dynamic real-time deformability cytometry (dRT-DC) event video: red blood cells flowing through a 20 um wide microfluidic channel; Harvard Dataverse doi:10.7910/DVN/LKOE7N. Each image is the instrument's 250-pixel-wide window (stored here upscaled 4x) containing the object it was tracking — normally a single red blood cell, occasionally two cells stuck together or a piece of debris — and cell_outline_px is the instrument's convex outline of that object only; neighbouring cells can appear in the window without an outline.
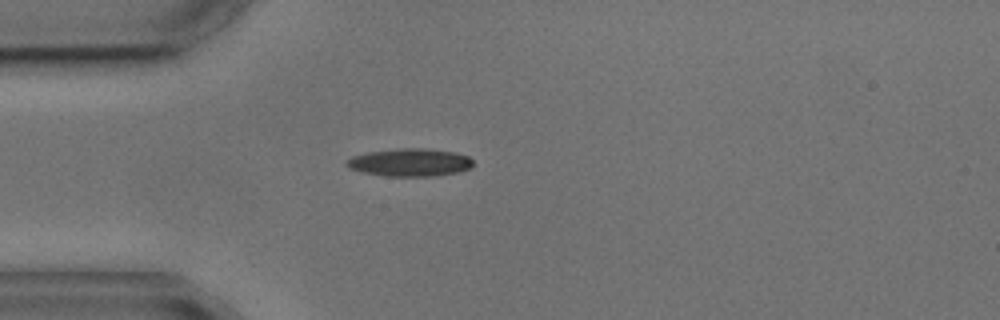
{"species": "common noctule bat (a hibernating species)", "species_latin": "Nyctalus noctula", "temperature_condition": "cold", "stored_images_in_passage": 2, "camera_frame_rate_fps": 3000, "um_per_image_px": 0.085, "animal": {"sex": "male", "body_mass_g": 17.9, "forearm_length_mm": 54.2}, "frame": {"image": 1, "passage_image": 2, "time_ms": 2.0, "image_size_px": [1000, 320], "cell_outline_px": [[472, 168], [456, 172], [432, 176], [388, 176], [364, 172], [348, 168], [344, 164], [344, 160], [352, 156], [368, 152], [400, 148], [424, 148], [456, 152], [468, 156], [472, 160]], "centroid_in_image_um": [34.81, 13.8], "position_along_channel_um": 50.2, "area_um2": 20.52}}